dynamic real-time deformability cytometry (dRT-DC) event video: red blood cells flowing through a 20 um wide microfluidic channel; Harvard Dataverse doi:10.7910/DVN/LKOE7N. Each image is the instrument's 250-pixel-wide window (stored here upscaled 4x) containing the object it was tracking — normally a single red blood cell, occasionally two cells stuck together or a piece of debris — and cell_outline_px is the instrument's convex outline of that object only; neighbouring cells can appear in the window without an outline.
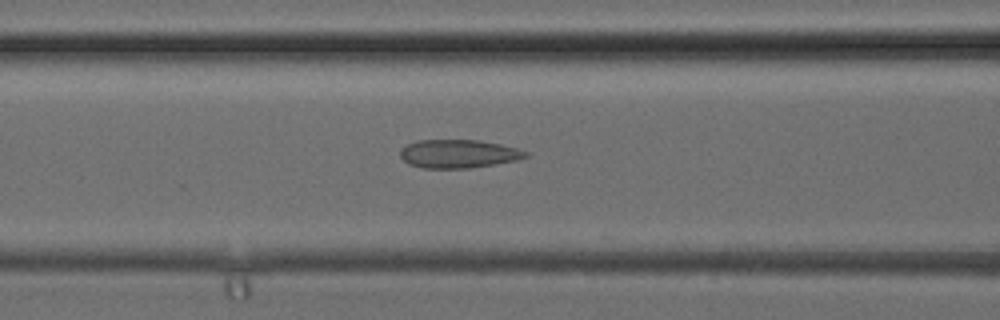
{"species": "common noctule bat (a hibernating species)", "species_latin": "Nyctalus noctula", "temperature_condition": "cold", "stored_images_in_passage": 31, "camera_frame_rate_fps": 3000, "um_per_image_px": 0.085, "animal": {"sex": "female", "body_mass_g": 24.6, "forearm_length_mm": 56.2}, "frame": {"image": 1, "passage_image": 15, "time_ms": 4.667, "image_size_px": [1000, 320], "cell_outline_px": [[528, 156], [516, 160], [468, 168], [424, 168], [408, 164], [400, 156], [400, 148], [408, 144], [420, 140], [480, 140], [500, 144], [516, 148], [528, 152]], "centroid_in_image_um": [38.94, 13.07], "position_along_channel_um": 127.7, "area_um2": 20.58}}
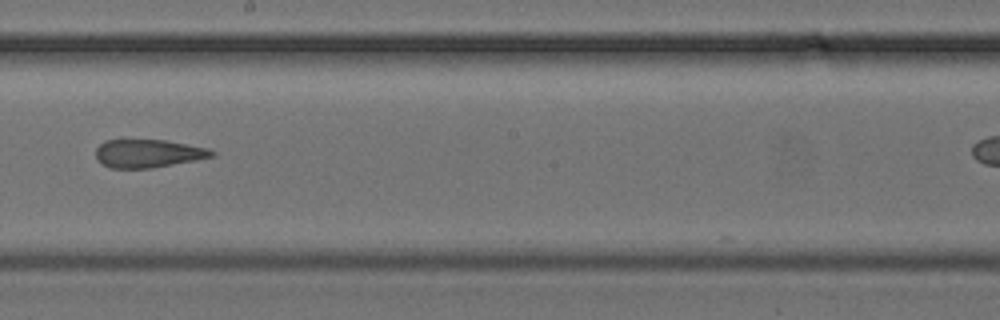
{"frame": {"image": 2, "passage_image": 21, "time_ms": 6.667, "image_size_px": [1000, 320], "cell_outline_px": [[216, 156], [196, 160], [152, 168], [108, 168], [100, 164], [96, 160], [96, 148], [104, 140], [164, 140], [208, 148], [216, 152]], "centroid_in_image_um": [12.57, 13.05], "position_along_channel_um": 235.6, "area_um2": 19.19}}
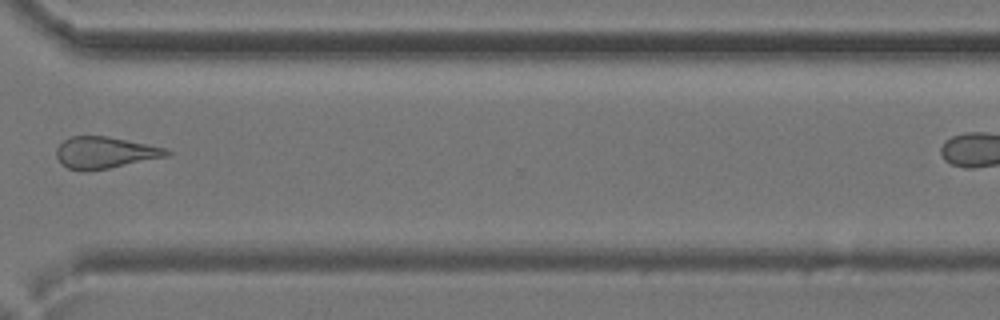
{"frame": {"image": 3, "passage_image": 28, "time_ms": 9.0, "image_size_px": [1000, 320], "cell_outline_px": [[172, 152], [168, 156], [88, 172], [80, 172], [68, 168], [56, 156], [56, 148], [64, 140], [72, 136], [108, 136], [168, 148]], "centroid_in_image_um": [8.93, 12.97], "position_along_channel_um": 361.7, "area_um2": 20.4}}